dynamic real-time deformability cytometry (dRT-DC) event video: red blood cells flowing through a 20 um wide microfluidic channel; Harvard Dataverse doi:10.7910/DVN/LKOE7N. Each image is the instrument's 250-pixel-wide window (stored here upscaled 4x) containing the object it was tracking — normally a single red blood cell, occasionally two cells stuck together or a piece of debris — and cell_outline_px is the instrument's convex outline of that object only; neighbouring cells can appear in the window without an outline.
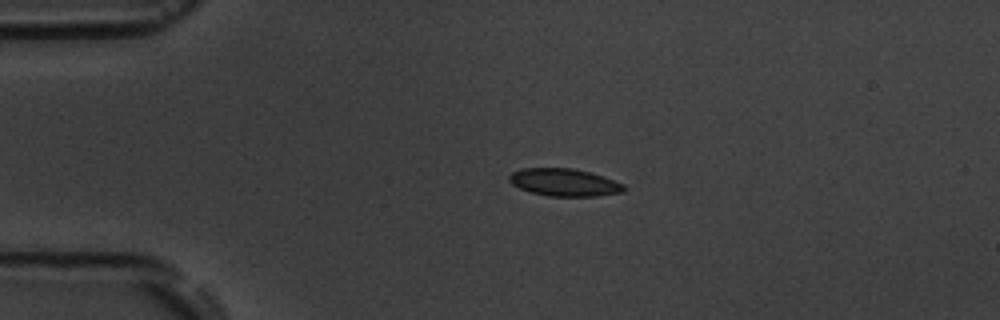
{"species": "common noctule bat (a hibernating species)", "species_latin": "Nyctalus noctula", "temperature_condition": "room temperature", "stored_images_in_passage": 14, "camera_frame_rate_fps": 3000, "um_per_image_px": 0.085, "animal": {"sex": "male", "body_mass_g": 19.5, "forearm_length_mm": 54.6}, "frame": {"image": 1, "passage_image": 3, "time_ms": 2.333, "image_size_px": [1000, 320], "cell_outline_px": [[628, 188], [624, 192], [596, 196], [548, 196], [528, 192], [512, 184], [508, 180], [508, 176], [512, 172], [520, 168], [572, 168], [604, 176], [624, 184]], "centroid_in_image_um": [47.96, 15.5], "position_along_channel_um": 37.0, "area_um2": 18.61}}
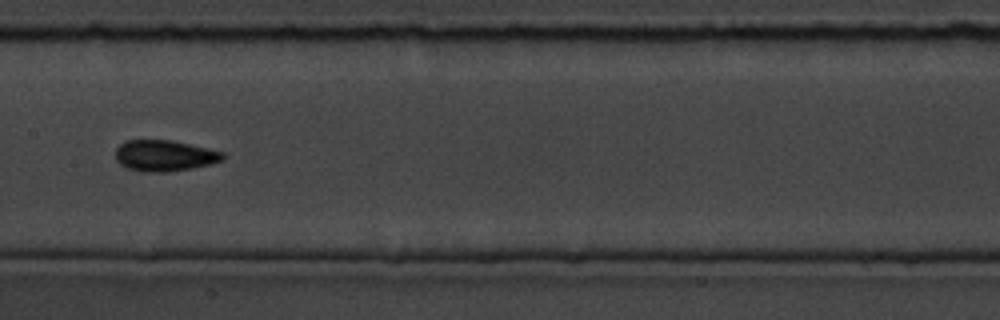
{"frame": {"image": 2, "passage_image": 7, "time_ms": 7.667, "image_size_px": [1000, 320], "cell_outline_px": [[224, 160], [192, 168], [168, 172], [144, 172], [128, 168], [120, 164], [116, 160], [116, 148], [120, 144], [128, 140], [172, 140], [224, 152]], "centroid_in_image_um": [13.97, 13.23], "position_along_channel_um": 193.4, "area_um2": 19.36}}
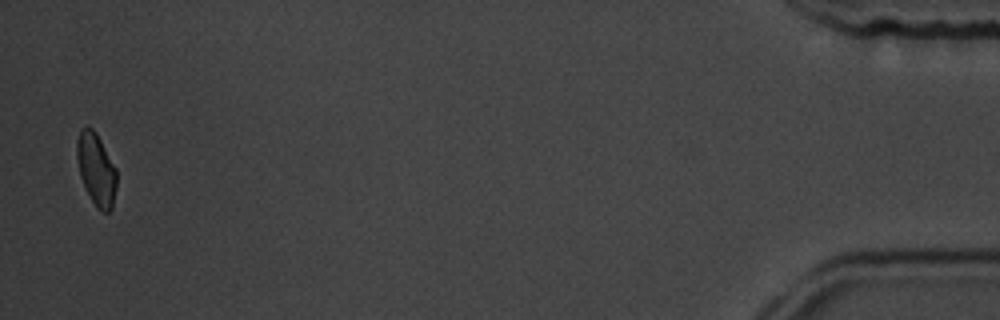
{"frame": {"image": 3, "passage_image": 14, "time_ms": 16.667, "image_size_px": [1000, 320], "cell_outline_px": [[116, 188], [112, 208], [108, 212], [104, 212], [96, 208], [80, 176], [76, 156], [76, 140], [80, 128], [92, 128], [96, 132], [116, 168]], "centroid_in_image_um": [8.17, 14.37], "position_along_channel_um": 427.0, "area_um2": 16.65}, "authors_computed_cell_mechanics": {"area_um2": 17.8024, "velocity_mm_per_s": 3.6105, "shape_relaxation_time_tau1_ms": 6.2976, "shape_relaxation_time_tau2_ms": 3.7249, "deformation_change_tau1": 0.1169, "deformation_change_tau2": 0.0943}}